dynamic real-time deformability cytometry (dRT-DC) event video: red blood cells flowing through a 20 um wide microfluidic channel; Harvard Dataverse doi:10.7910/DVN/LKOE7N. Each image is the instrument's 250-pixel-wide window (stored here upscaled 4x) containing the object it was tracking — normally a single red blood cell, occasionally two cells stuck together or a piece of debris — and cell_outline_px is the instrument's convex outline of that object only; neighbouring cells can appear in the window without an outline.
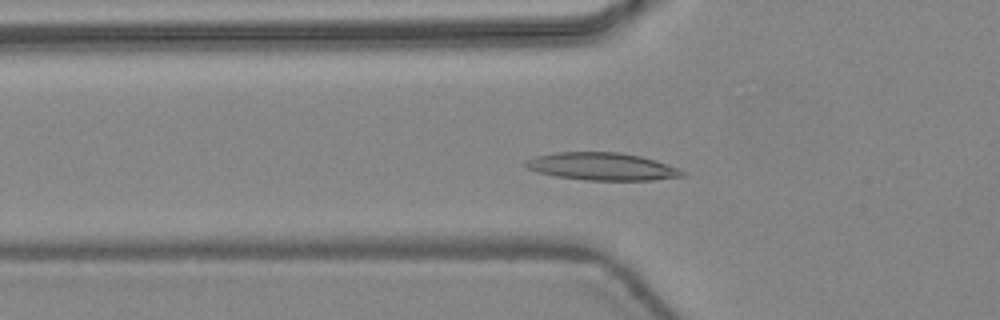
{"species": "common noctule bat (a hibernating species)", "species_latin": "Nyctalus noctula", "temperature_condition": "warm", "stored_images_in_passage": 45, "camera_frame_rate_fps": 3000, "um_per_image_px": 0.085, "animal": {"sex": "female", "body_mass_g": 24.6, "forearm_length_mm": 56.2}, "frame": {"image": 1, "passage_image": 15, "time_ms": 4.667, "image_size_px": [1000, 320], "cell_outline_px": [[684, 176], [652, 180], [584, 180], [556, 176], [536, 172], [528, 168], [524, 164], [524, 160], [536, 156], [556, 152], [620, 152], [640, 156], [656, 160], [680, 168], [684, 172]], "centroid_in_image_um": [51.17, 14.15], "position_along_channel_um": 74.6, "area_um2": 25.26}}
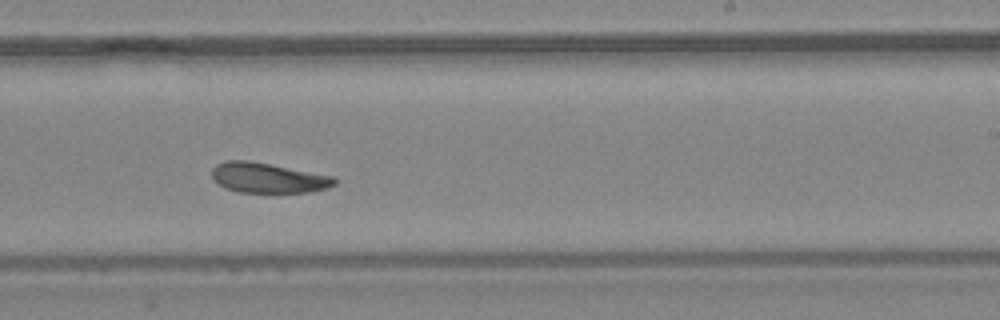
{"frame": {"image": 2, "passage_image": 28, "time_ms": 9.0, "image_size_px": [1000, 320], "cell_outline_px": [[336, 184], [328, 188], [312, 192], [240, 192], [228, 188], [220, 184], [212, 176], [212, 168], [216, 164], [224, 160], [248, 160], [336, 176]], "centroid_in_image_um": [22.83, 15.1], "position_along_channel_um": 266.2, "area_um2": 21.5}}
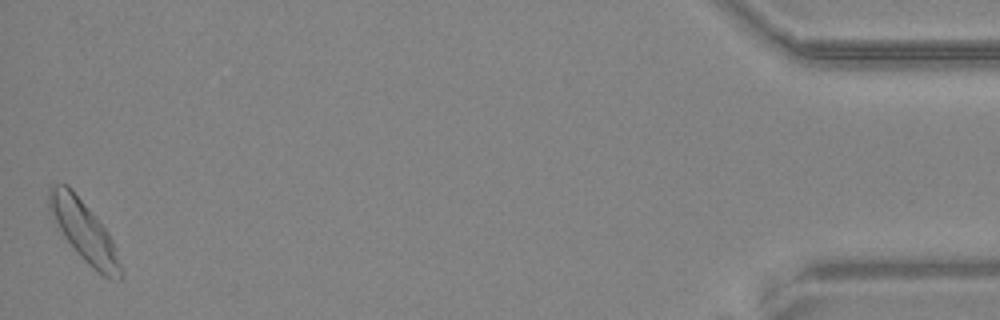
{"frame": {"image": 3, "passage_image": 45, "time_ms": 14.667, "image_size_px": [1000, 320], "cell_outline_px": [[124, 272], [120, 280], [108, 280], [100, 276], [80, 256], [64, 236], [48, 208], [48, 188], [52, 184], [68, 184], [108, 232], [116, 248]], "centroid_in_image_um": [7.18, 19.71], "position_along_channel_um": 428.0, "area_um2": 25.2}, "authors_computed_cell_mechanics": {"area_um2": 22.831, "velocity_mm_per_s": 4.4088, "shape_relaxation_time_tau1_ms": 3.6473, "shape_relaxation_time_tau2_ms": 4.186, "deformation_change_tau1": 0.1072, "deformation_change_tau2": 0.0989}}